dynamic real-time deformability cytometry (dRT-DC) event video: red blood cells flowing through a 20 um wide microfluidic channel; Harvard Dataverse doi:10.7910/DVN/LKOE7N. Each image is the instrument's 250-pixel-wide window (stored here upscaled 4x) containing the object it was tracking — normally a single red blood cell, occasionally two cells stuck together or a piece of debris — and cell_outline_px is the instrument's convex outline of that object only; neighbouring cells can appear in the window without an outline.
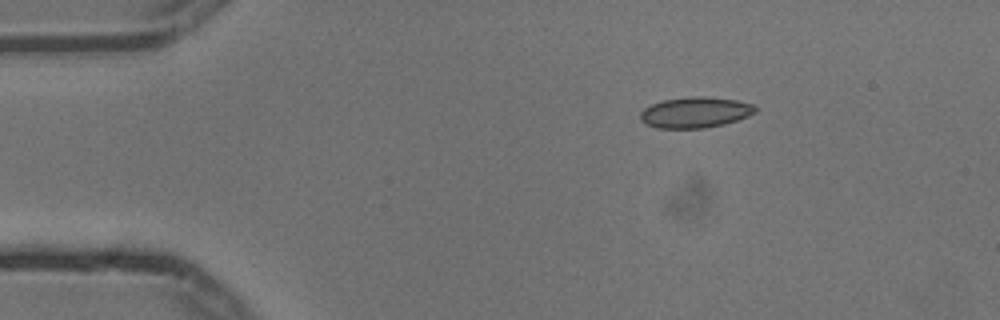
{"species": "common noctule bat (a hibernating species)", "species_latin": "Nyctalus noctula", "temperature_condition": "cold", "stored_images_in_passage": 4, "camera_frame_rate_fps": 3000, "um_per_image_px": 0.085, "animal": {"sex": "male", "body_mass_g": 13.3}, "frame": {"image": 1, "passage_image": 2, "time_ms": 0.333, "image_size_px": [1000, 320], "cell_outline_px": [[756, 112], [748, 116], [724, 124], [704, 128], [656, 128], [644, 124], [640, 120], [640, 112], [644, 108], [652, 104], [664, 100], [692, 96], [704, 96], [736, 100], [752, 104], [756, 108]], "centroid_in_image_um": [59.06, 9.56], "position_along_channel_um": 25.9, "area_um2": 20.63}}